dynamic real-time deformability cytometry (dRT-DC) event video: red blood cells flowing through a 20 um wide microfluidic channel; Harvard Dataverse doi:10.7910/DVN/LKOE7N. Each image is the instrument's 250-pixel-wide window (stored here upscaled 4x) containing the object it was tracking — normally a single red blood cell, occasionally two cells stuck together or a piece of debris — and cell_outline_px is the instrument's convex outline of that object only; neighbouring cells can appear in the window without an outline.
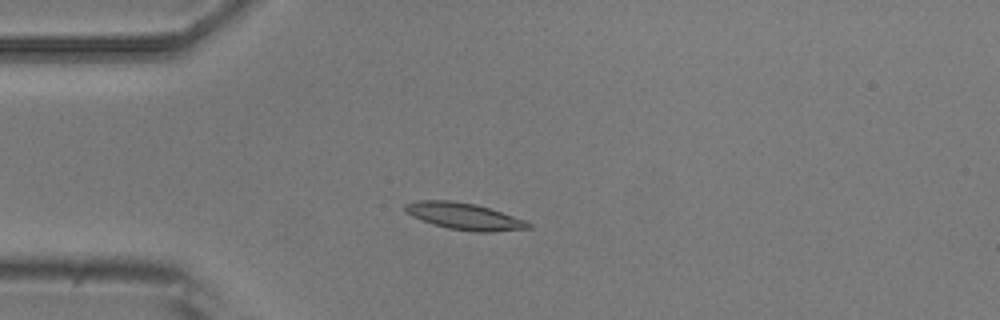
{"species": "common noctule bat (a hibernating species)", "species_latin": "Nyctalus noctula", "temperature_condition": "room temperature", "stored_images_in_passage": 7, "camera_frame_rate_fps": 3000, "um_per_image_px": 0.085, "animal": {"sex": "male", "body_mass_g": 20.5, "forearm_length_mm": 52.5}, "frame": {"image": 1, "passage_image": 4, "time_ms": 3.667, "image_size_px": [1000, 320], "cell_outline_px": [[532, 228], [492, 232], [476, 232], [448, 228], [432, 224], [412, 216], [404, 208], [404, 204], [420, 200], [448, 200], [476, 204], [524, 220], [532, 224]], "centroid_in_image_um": [39.46, 18.39], "position_along_channel_um": 45.5, "area_um2": 18.96}}
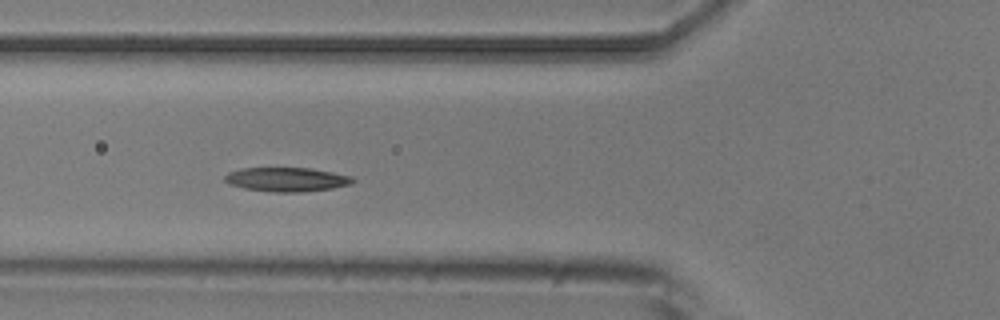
{"frame": {"image": 2, "passage_image": 6, "time_ms": 5.667, "image_size_px": [1000, 320], "cell_outline_px": [[356, 180], [352, 184], [332, 188], [304, 192], [276, 192], [244, 188], [228, 184], [224, 180], [224, 176], [228, 172], [244, 168], [312, 168], [352, 176]], "centroid_in_image_um": [24.39, 15.25], "position_along_channel_um": 101.4, "area_um2": 18.03}}
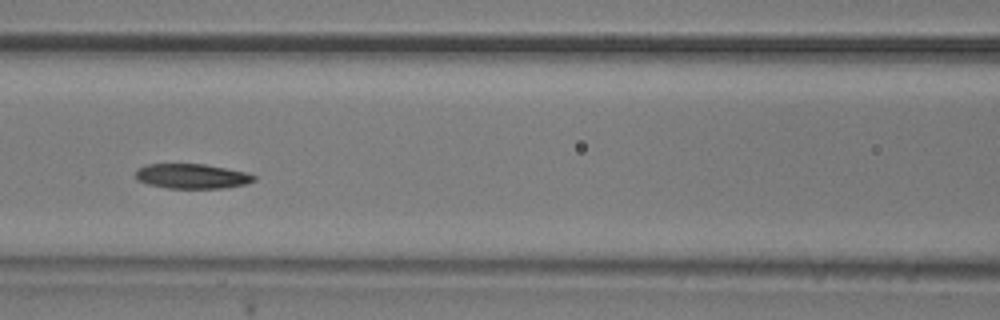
{"frame": {"image": 3, "passage_image": 7, "time_ms": 7.0, "image_size_px": [1000, 320], "cell_outline_px": [[256, 180], [248, 184], [224, 188], [168, 188], [148, 184], [136, 180], [136, 172], [140, 168], [148, 164], [204, 164], [244, 172], [256, 176]], "centroid_in_image_um": [16.33, 14.99], "position_along_channel_um": 150.3, "area_um2": 16.99}}